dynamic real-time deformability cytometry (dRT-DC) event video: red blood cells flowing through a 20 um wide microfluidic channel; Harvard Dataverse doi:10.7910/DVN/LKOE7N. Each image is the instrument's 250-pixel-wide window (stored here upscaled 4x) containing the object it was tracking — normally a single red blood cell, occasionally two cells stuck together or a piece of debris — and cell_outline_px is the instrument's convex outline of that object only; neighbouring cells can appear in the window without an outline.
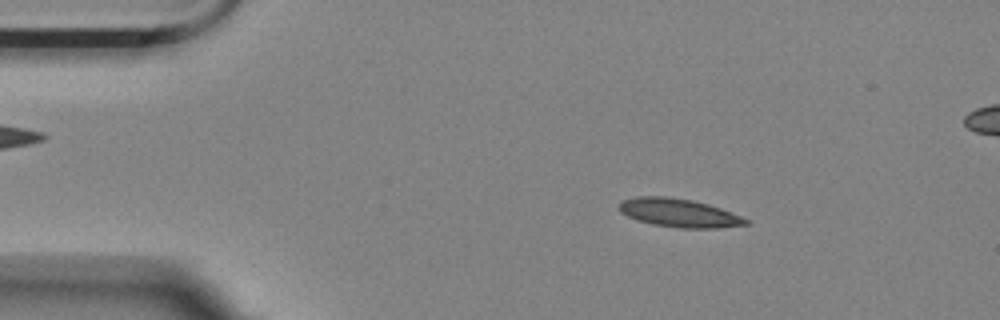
{"species": "Egyptian fruit bat (a non-hibernating species)", "species_latin": "Rousettus aegyptiacus", "temperature_condition": "room temperature", "stored_images_in_passage": 52, "camera_frame_rate_fps": 3000, "um_per_image_px": 0.085, "animal": {"sex": "female"}, "frame": {"image": 1, "passage_image": 8, "time_ms": 2.333, "image_size_px": [1000, 320], "cell_outline_px": [[752, 224], [716, 228], [680, 228], [656, 224], [640, 220], [628, 216], [620, 212], [616, 208], [624, 200], [636, 196], [668, 196], [692, 200], [708, 204], [720, 208], [752, 220]], "centroid_in_image_um": [57.77, 18.09], "position_along_channel_um": 27.2, "area_um2": 20.98}}
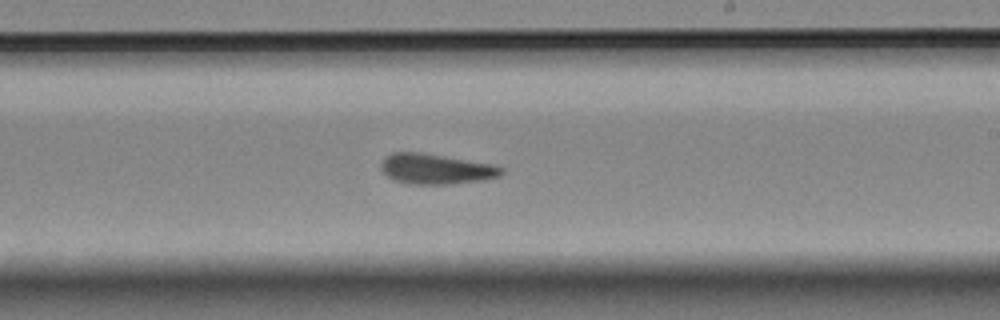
{"frame": {"image": 2, "passage_image": 32, "time_ms": 10.333, "image_size_px": [1000, 320], "cell_outline_px": [[504, 172], [500, 176], [480, 180], [452, 184], [408, 184], [392, 180], [380, 168], [380, 164], [384, 156], [392, 152], [420, 152], [492, 164], [504, 168]], "centroid_in_image_um": [37.01, 14.36], "position_along_channel_um": 252.0, "area_um2": 21.33}}
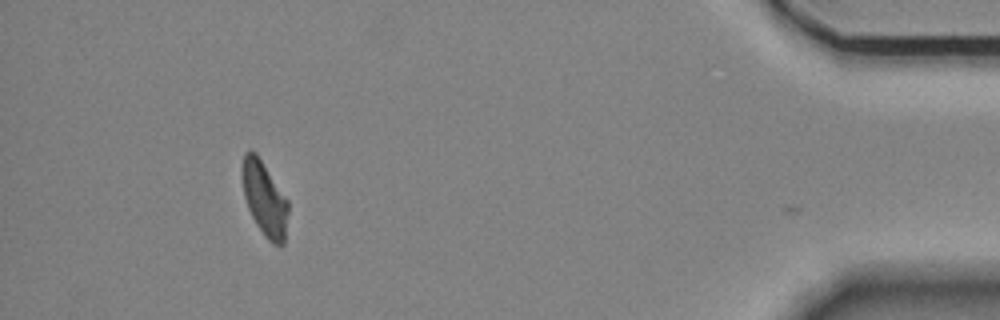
{"frame": {"image": 3, "passage_image": 51, "time_ms": 16.667, "image_size_px": [1000, 320], "cell_outline_px": [[288, 212], [284, 244], [272, 244], [264, 236], [256, 224], [248, 208], [244, 196], [240, 172], [244, 152], [248, 148], [256, 152], [288, 200]], "centroid_in_image_um": [22.45, 16.85], "position_along_channel_um": 412.7, "area_um2": 20.17}, "authors_computed_cell_mechanics": {"area_um2": 20.7213, "velocity_mm_per_s": 3.5031, "shape_relaxation_time_tau1_ms": null, "shape_relaxation_time_tau2_ms": 3.4817, "deformation_change_tau1": null, "deformation_change_tau2": 0.1222}}